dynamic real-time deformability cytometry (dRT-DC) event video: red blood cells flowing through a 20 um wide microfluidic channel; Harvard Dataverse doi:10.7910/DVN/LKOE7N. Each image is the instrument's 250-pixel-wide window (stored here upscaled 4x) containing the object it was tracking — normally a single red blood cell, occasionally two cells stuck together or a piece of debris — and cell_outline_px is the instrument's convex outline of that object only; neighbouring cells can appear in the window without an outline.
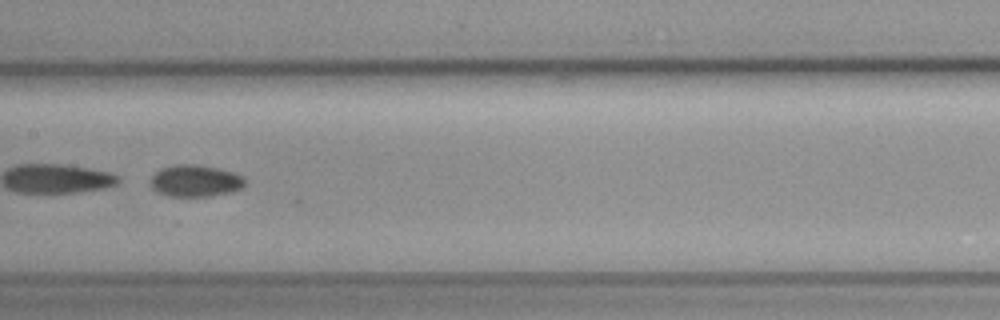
{"species": "common noctule bat (a hibernating species)", "species_latin": "Nyctalus noctula", "temperature_condition": "cold", "stored_images_in_passage": 30, "camera_frame_rate_fps": 3000, "um_per_image_px": 0.085, "animal": {"sex": "female", "body_mass_g": 19.3, "forearm_length_mm": 54.1}, "frame": {"image": 1, "passage_image": 14, "time_ms": 4.333, "image_size_px": [1000, 320], "cell_outline_px": [[248, 180], [240, 188], [232, 192], [208, 196], [168, 196], [156, 192], [152, 188], [148, 180], [160, 168], [176, 164], [196, 164], [216, 168], [232, 172], [244, 176]], "centroid_in_image_um": [16.57, 15.37], "position_along_channel_um": 190.8, "area_um2": 17.69}}